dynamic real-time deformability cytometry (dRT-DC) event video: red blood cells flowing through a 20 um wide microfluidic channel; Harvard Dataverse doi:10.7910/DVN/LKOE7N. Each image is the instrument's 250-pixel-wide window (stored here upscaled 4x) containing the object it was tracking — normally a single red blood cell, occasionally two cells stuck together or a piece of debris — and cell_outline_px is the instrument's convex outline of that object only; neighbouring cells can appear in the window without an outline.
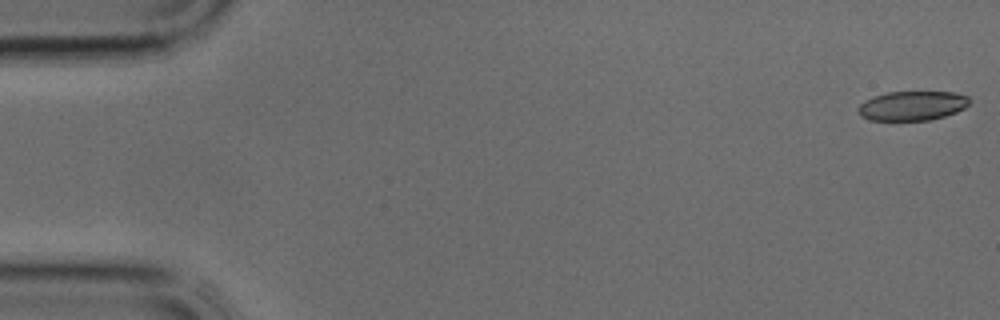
{"species": "common noctule bat (a hibernating species)", "species_latin": "Nyctalus noctula", "temperature_condition": "cold", "stored_images_in_passage": 10, "camera_frame_rate_fps": 3000, "um_per_image_px": 0.085, "animal": {"sex": "male", "body_mass_g": 17.9, "forearm_length_mm": 54.2}, "frame": {"image": 1, "passage_image": 1, "time_ms": 0.0, "image_size_px": [1000, 320], "cell_outline_px": [[972, 100], [964, 108], [956, 112], [932, 120], [868, 120], [860, 116], [856, 108], [864, 100], [888, 92], [956, 92], [968, 96]], "centroid_in_image_um": [77.54, 8.99], "position_along_channel_um": 7.5, "area_um2": 19.19}}
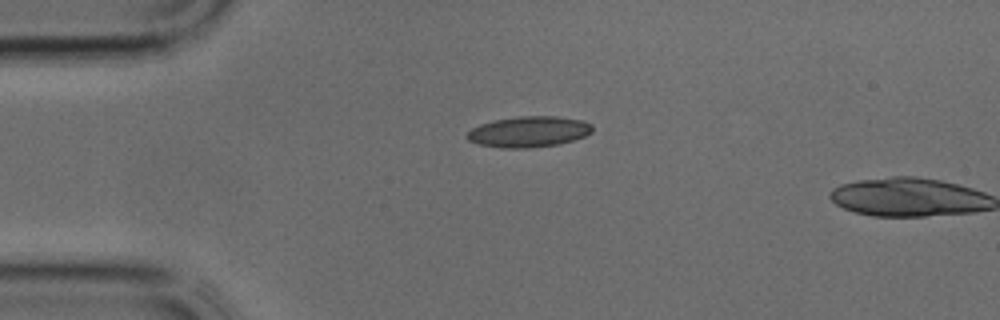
{"frame": {"image": 2, "passage_image": 9, "time_ms": 2.667, "image_size_px": [1000, 320], "cell_outline_px": [[592, 132], [584, 136], [560, 144], [528, 148], [500, 148], [480, 144], [468, 140], [464, 136], [472, 128], [480, 124], [492, 120], [520, 116], [556, 116], [584, 120], [592, 124]], "centroid_in_image_um": [44.94, 11.19], "position_along_channel_um": 40.1, "area_um2": 22.66}}